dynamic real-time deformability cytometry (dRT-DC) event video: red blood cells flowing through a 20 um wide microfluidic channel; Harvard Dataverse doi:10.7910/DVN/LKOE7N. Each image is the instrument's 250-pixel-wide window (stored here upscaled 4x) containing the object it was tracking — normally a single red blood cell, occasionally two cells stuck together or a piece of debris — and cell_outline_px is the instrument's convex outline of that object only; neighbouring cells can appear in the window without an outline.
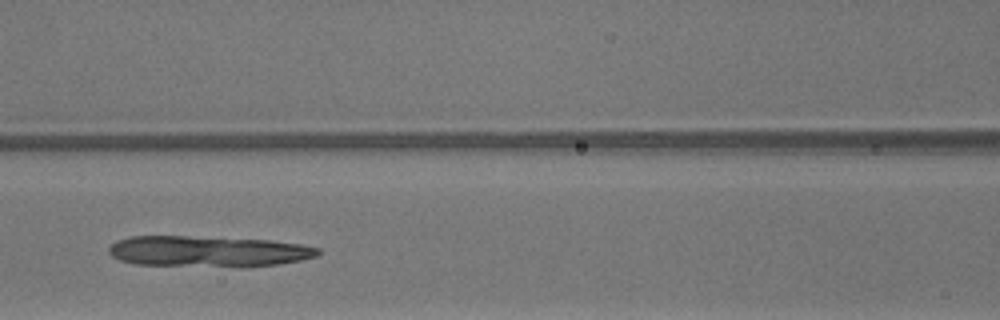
{"species": "common noctule bat (a hibernating species)", "species_latin": "Nyctalus noctula", "temperature_condition": "warm", "stored_images_in_passage": 40, "camera_frame_rate_fps": 3000, "um_per_image_px": 0.085, "animal": {"sex": "male", "body_mass_g": 13.3}, "frame": {"image": 1, "passage_image": 23, "time_ms": 7.333, "image_size_px": [1000, 320], "cell_outline_px": [[320, 252], [316, 256], [300, 260], [276, 264], [136, 264], [120, 260], [112, 256], [108, 252], [108, 248], [116, 240], [132, 236], [188, 236], [272, 240], [304, 244], [320, 248]], "centroid_in_image_um": [17.66, 21.31], "position_along_channel_um": 148.9, "area_um2": 36.24}}